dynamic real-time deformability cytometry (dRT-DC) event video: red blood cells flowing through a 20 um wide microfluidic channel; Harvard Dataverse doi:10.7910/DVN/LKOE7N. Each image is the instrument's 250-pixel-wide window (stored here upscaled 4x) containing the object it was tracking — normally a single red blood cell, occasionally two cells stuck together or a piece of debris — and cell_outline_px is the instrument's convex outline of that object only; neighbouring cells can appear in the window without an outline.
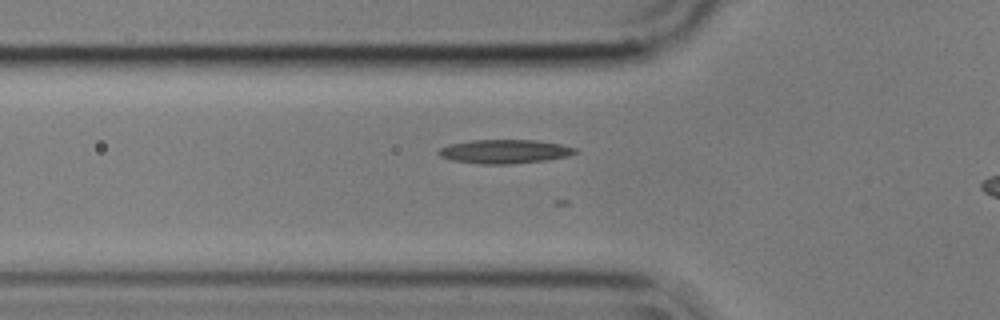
{"species": "common noctule bat (a hibernating species)", "species_latin": "Nyctalus noctula", "temperature_condition": "cold", "stored_images_in_passage": 4, "camera_frame_rate_fps": 3000, "um_per_image_px": 0.085, "animal": {"sex": "male", "body_mass_g": 17.9}, "frame": {"image": 1, "passage_image": 2, "time_ms": 0.333, "image_size_px": [1000, 320], "cell_outline_px": [[580, 152], [568, 156], [544, 160], [512, 164], [480, 164], [452, 160], [440, 156], [436, 152], [440, 148], [448, 144], [472, 140], [536, 140], [560, 144], [576, 148]], "centroid_in_image_um": [42.89, 12.87], "position_along_channel_um": 82.9, "area_um2": 19.07}}